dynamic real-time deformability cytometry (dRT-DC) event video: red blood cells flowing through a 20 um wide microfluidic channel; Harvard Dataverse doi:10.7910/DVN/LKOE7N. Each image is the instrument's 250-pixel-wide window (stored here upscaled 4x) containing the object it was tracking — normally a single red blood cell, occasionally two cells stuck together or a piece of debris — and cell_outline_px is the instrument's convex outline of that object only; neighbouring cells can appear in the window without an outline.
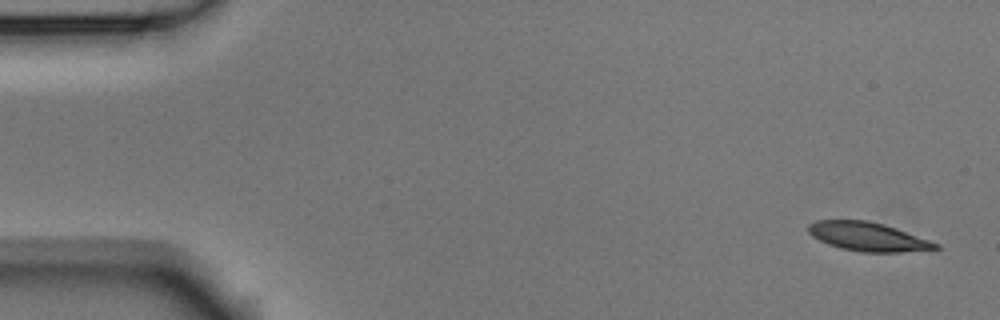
{"species": "Egyptian fruit bat (a non-hibernating species)", "species_latin": "Rousettus aegyptiacus", "temperature_condition": "room temperature", "stored_images_in_passage": 6, "camera_frame_rate_fps": 3000, "um_per_image_px": 0.085, "animal": {"sex": "male"}, "frame": {"image": 1, "passage_image": 1, "time_ms": 0.0, "image_size_px": [1000, 320], "cell_outline_px": [[940, 248], [900, 252], [860, 252], [840, 248], [828, 244], [812, 236], [808, 232], [808, 224], [816, 220], [868, 220], [884, 224], [896, 228], [940, 244]], "centroid_in_image_um": [73.74, 20.11], "position_along_channel_um": 11.3, "area_um2": 21.27}}
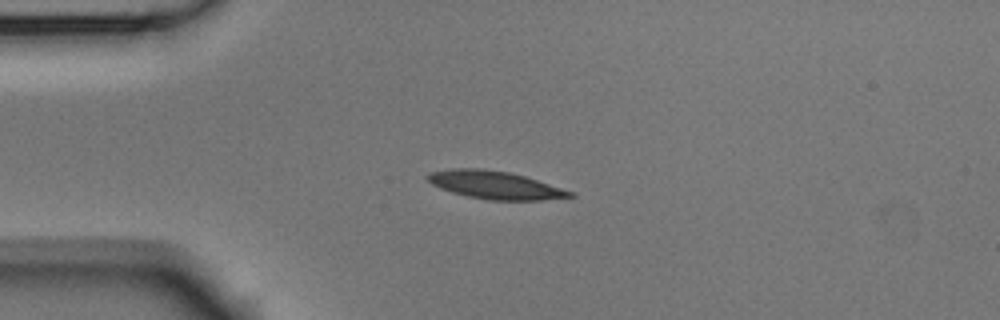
{"frame": {"image": 2, "passage_image": 4, "time_ms": 1.0, "image_size_px": [1000, 320], "cell_outline_px": [[576, 196], [544, 200], [488, 200], [468, 196], [452, 192], [440, 188], [432, 184], [424, 176], [428, 172], [452, 168], [480, 168], [508, 172], [524, 176], [576, 192]], "centroid_in_image_um": [42.08, 15.72], "position_along_channel_um": 42.9, "area_um2": 23.24}}
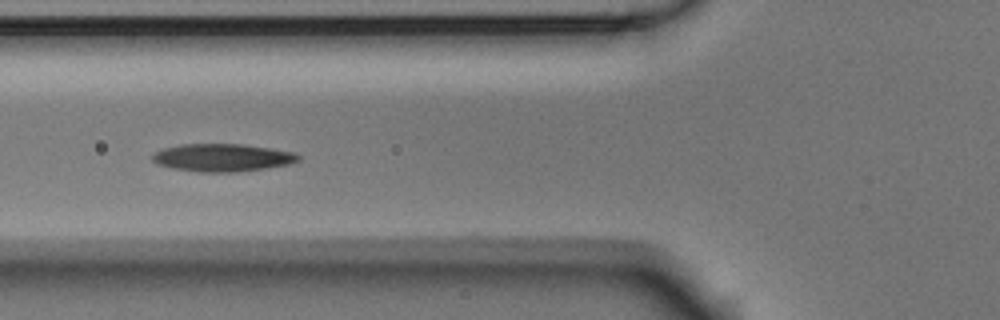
{"frame": {"image": 3, "passage_image": 6, "time_ms": 1.667, "image_size_px": [1000, 320], "cell_outline_px": [[300, 160], [288, 164], [268, 168], [236, 172], [200, 172], [172, 168], [156, 164], [152, 160], [152, 156], [156, 152], [164, 148], [180, 144], [244, 144], [272, 148], [296, 152], [300, 156]], "centroid_in_image_um": [18.93, 13.39], "position_along_channel_um": 106.9, "area_um2": 23.76}}